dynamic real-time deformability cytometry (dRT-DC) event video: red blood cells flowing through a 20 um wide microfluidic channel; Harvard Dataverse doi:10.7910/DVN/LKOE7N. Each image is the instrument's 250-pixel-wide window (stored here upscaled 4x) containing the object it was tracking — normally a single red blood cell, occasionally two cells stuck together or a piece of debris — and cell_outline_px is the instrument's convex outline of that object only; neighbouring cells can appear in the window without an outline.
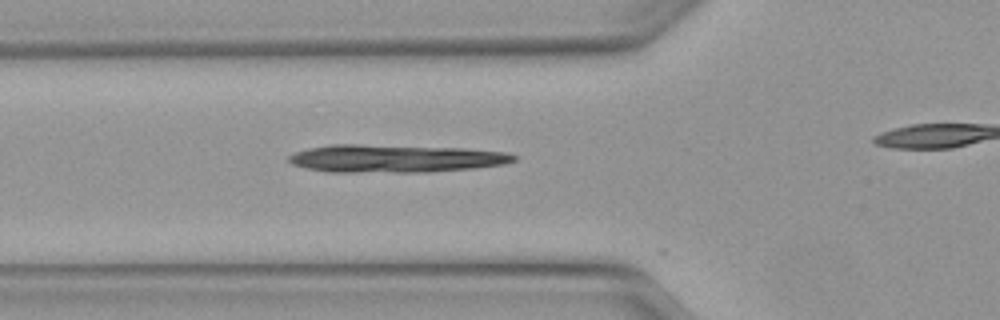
{"species": "Egyptian fruit bat (a non-hibernating species)", "species_latin": "Rousettus aegyptiacus", "temperature_condition": "warm", "stored_images_in_passage": 33, "camera_frame_rate_fps": 3000, "um_per_image_px": 0.085, "animal": {"sex": "female"}, "frame": {"image": 1, "passage_image": 10, "time_ms": 3.0, "image_size_px": [1000, 320], "cell_outline_px": [[516, 160], [504, 164], [476, 168], [428, 172], [328, 172], [308, 168], [292, 164], [288, 160], [288, 156], [296, 152], [308, 148], [332, 144], [360, 144], [464, 148], [504, 152], [516, 156]], "centroid_in_image_um": [33.59, 13.47], "position_along_channel_um": 92.2, "area_um2": 36.53}}